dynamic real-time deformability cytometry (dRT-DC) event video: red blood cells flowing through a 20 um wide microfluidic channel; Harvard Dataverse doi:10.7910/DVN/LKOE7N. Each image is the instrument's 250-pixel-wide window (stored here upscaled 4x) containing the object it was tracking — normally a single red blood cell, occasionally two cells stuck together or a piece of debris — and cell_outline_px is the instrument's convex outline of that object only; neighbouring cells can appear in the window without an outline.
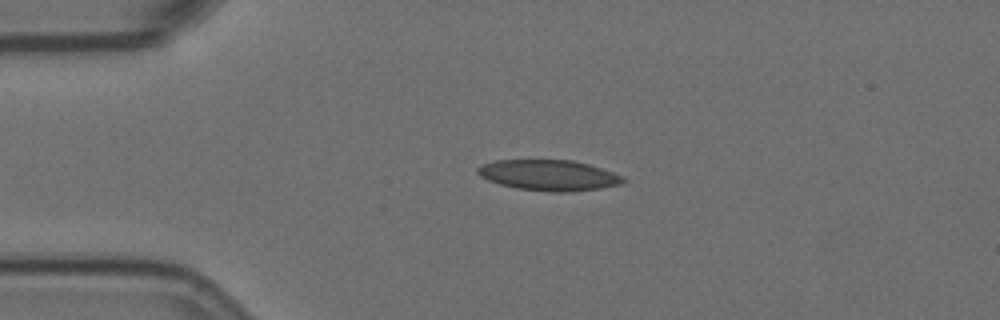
{"species": "Egyptian fruit bat (a non-hibernating species)", "species_latin": "Rousettus aegyptiacus", "temperature_condition": "room temperature", "stored_images_in_passage": 5, "camera_frame_rate_fps": 3000, "um_per_image_px": 0.085, "animal": {"sex": "female"}, "frame": {"image": 1, "passage_image": 3, "time_ms": 2.333, "image_size_px": [1000, 320], "cell_outline_px": [[624, 180], [620, 184], [600, 188], [572, 192], [552, 192], [516, 188], [500, 184], [488, 180], [480, 176], [476, 172], [476, 168], [484, 164], [496, 160], [572, 160], [588, 164], [624, 176]], "centroid_in_image_um": [46.63, 14.9], "position_along_channel_um": 38.4, "area_um2": 25.89}}
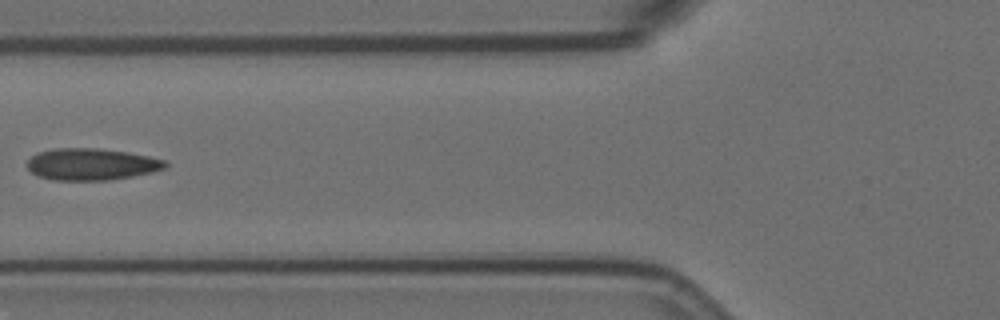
{"frame": {"image": 2, "passage_image": 5, "time_ms": 5.333, "image_size_px": [1000, 320], "cell_outline_px": [[168, 168], [152, 172], [132, 176], [108, 180], [52, 180], [40, 176], [32, 172], [28, 168], [28, 160], [36, 152], [56, 148], [96, 148], [128, 152], [148, 156], [164, 160], [168, 164]], "centroid_in_image_um": [7.79, 13.96], "position_along_channel_um": 118.0, "area_um2": 25.55}}